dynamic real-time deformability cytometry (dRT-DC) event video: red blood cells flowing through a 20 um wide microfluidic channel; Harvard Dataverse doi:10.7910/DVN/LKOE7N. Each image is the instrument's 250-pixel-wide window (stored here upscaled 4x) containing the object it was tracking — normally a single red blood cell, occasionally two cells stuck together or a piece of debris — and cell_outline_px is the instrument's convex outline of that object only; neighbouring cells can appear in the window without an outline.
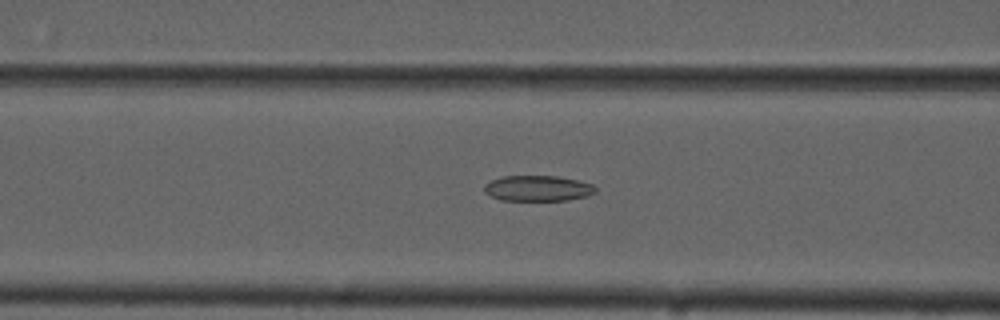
{"species": "common noctule bat (a hibernating species)", "species_latin": "Nyctalus noctula", "temperature_condition": "cold", "stored_images_in_passage": 40, "camera_frame_rate_fps": 3000, "um_per_image_px": 0.085, "animal": {"sex": "male", "forearm_length_mm": 52.5}, "frame": {"image": 1, "passage_image": 18, "time_ms": 5.667, "image_size_px": [1000, 320], "cell_outline_px": [[596, 192], [588, 196], [568, 200], [500, 200], [484, 192], [484, 184], [500, 176], [556, 176], [576, 180], [592, 184], [596, 188]], "centroid_in_image_um": [45.7, 16.01], "position_along_channel_um": 120.9, "area_um2": 16.59}}
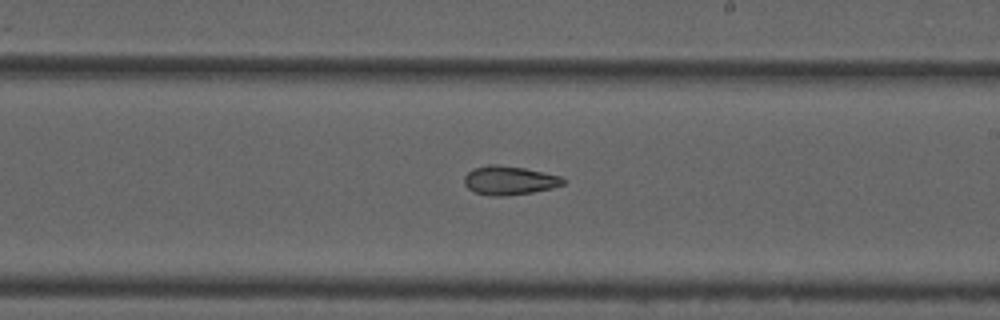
{"frame": {"image": 2, "passage_image": 28, "time_ms": 9.0, "image_size_px": [1000, 320], "cell_outline_px": [[568, 180], [564, 184], [552, 188], [532, 192], [504, 196], [492, 196], [476, 192], [468, 188], [464, 184], [464, 176], [472, 168], [488, 164], [496, 164], [524, 168], [564, 176]], "centroid_in_image_um": [43.32, 15.32], "position_along_channel_um": 245.7, "area_um2": 16.82}}
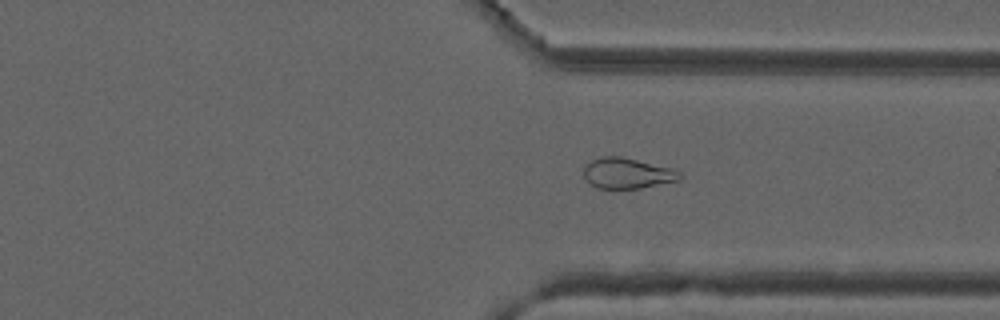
{"frame": {"image": 3, "passage_image": 37, "time_ms": 12.0, "image_size_px": [1000, 320], "cell_outline_px": [[684, 176], [680, 180], [640, 188], [596, 188], [584, 176], [584, 164], [592, 160], [604, 156], [620, 156], [672, 168], [680, 172]], "centroid_in_image_um": [53.34, 14.72], "position_along_channel_um": 358.1, "area_um2": 17.05}}